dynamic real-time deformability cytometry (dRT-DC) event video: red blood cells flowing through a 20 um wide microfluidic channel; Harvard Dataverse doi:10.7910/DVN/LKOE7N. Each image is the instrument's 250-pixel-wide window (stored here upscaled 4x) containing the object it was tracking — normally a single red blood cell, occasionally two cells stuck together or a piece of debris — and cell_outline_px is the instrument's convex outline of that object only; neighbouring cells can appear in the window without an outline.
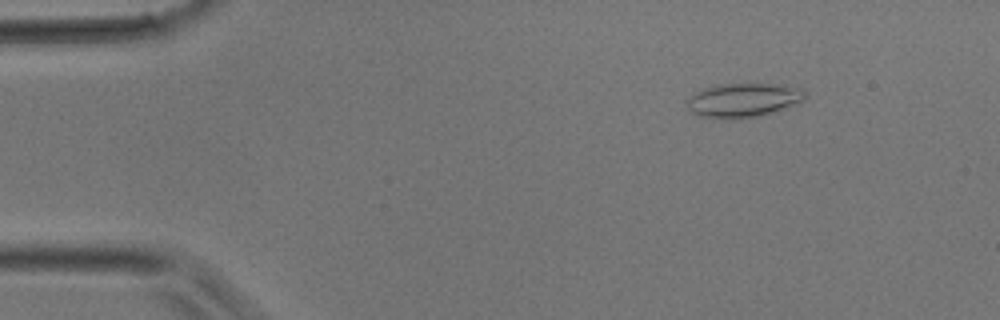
{"species": "common noctule bat (a hibernating species)", "species_latin": "Nyctalus noctula", "temperature_condition": "room temperature", "stored_images_in_passage": 33, "camera_frame_rate_fps": 3000, "um_per_image_px": 0.085, "animal": {"sex": "male", "body_mass_g": 17.9}, "frame": {"image": 1, "passage_image": 2, "time_ms": 0.333, "image_size_px": [1000, 320], "cell_outline_px": [[804, 100], [760, 116], [732, 120], [696, 116], [684, 104], [684, 100], [696, 92], [704, 88], [716, 84], [772, 84], [804, 88]], "centroid_in_image_um": [63.08, 8.52], "position_along_channel_um": 21.9, "area_um2": 23.58}}
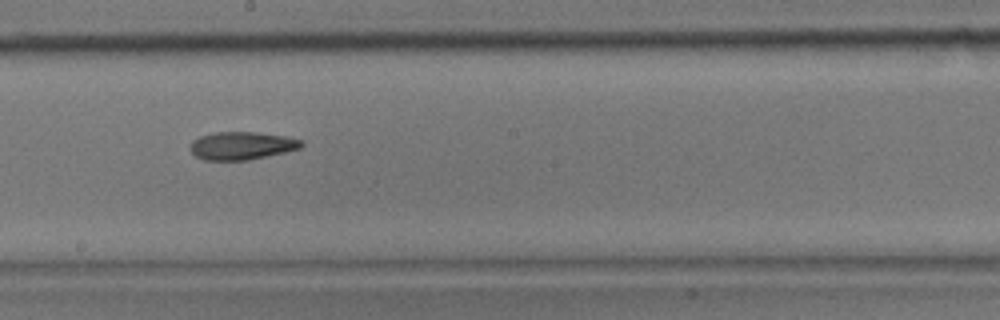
{"frame": {"image": 2, "passage_image": 17, "time_ms": 5.333, "image_size_px": [1000, 320], "cell_outline_px": [[304, 144], [300, 148], [268, 156], [248, 160], [204, 160], [196, 156], [188, 148], [192, 140], [200, 136], [216, 132], [256, 132], [284, 136], [304, 140]], "centroid_in_image_um": [20.54, 12.38], "position_along_channel_um": 227.7, "area_um2": 18.15}}
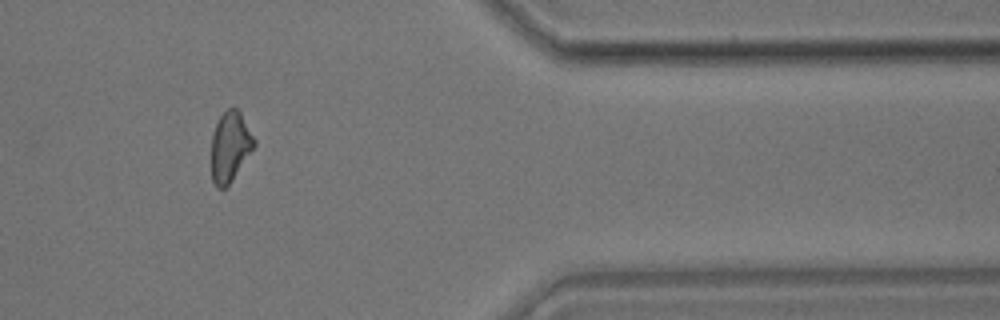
{"frame": {"image": 3, "passage_image": 27, "time_ms": 8.667, "image_size_px": [1000, 320], "cell_outline_px": [[256, 144], [232, 180], [224, 188], [216, 188], [212, 180], [212, 136], [216, 124], [220, 116], [228, 108], [236, 108], [240, 112], [256, 140]], "centroid_in_image_um": [19.56, 12.46], "position_along_channel_um": 391.8, "area_um2": 17.22}}